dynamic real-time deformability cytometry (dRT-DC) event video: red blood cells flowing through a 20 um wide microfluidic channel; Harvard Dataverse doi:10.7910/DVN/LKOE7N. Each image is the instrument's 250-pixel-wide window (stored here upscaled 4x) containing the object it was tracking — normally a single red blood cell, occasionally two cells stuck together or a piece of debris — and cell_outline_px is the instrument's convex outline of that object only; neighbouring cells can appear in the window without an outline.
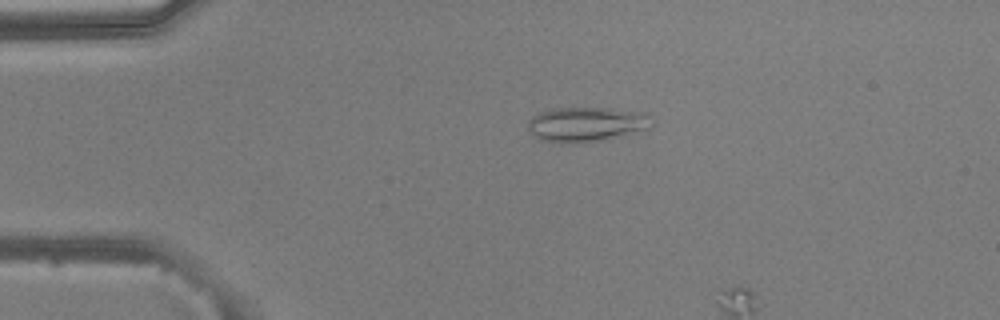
{"species": "common noctule bat (a hibernating species)", "species_latin": "Nyctalus noctula", "temperature_condition": "warm", "stored_images_in_passage": 5, "camera_frame_rate_fps": 3000, "um_per_image_px": 0.085, "animal": {"sex": "male", "body_mass_g": 20.5, "forearm_length_mm": 52.5}, "frame": {"image": 1, "passage_image": 3, "time_ms": 0.667, "image_size_px": [1000, 320], "cell_outline_px": [[656, 124], [652, 128], [600, 140], [560, 144], [540, 140], [528, 128], [528, 120], [532, 116], [540, 112], [552, 108], [612, 108], [648, 112]], "centroid_in_image_um": [49.9, 10.55], "position_along_channel_um": 35.1, "area_um2": 25.37}}